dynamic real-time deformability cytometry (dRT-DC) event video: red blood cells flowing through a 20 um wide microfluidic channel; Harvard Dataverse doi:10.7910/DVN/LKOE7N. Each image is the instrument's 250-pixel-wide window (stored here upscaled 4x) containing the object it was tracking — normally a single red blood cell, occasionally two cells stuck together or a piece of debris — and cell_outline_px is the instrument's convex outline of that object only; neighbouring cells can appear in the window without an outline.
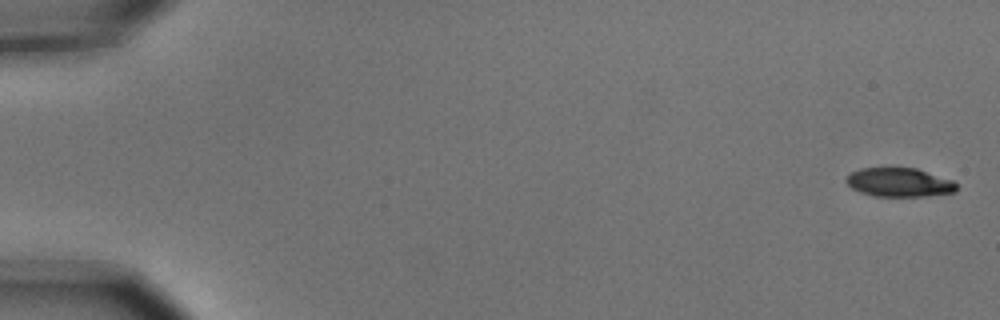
{"species": "common noctule bat (a hibernating species)", "species_latin": "Nyctalus noctula", "temperature_condition": "cold", "stored_images_in_passage": 3, "camera_frame_rate_fps": 3000, "um_per_image_px": 0.085, "animal": {"sex": "male", "body_mass_g": 15.6}, "frame": {"image": 1, "passage_image": 1, "time_ms": 0.0, "image_size_px": [1000, 320], "cell_outline_px": [[956, 192], [928, 196], [876, 196], [860, 192], [852, 188], [844, 180], [852, 172], [860, 168], [916, 168], [952, 180], [956, 184]], "centroid_in_image_um": [76.44, 15.5], "position_along_channel_um": 8.6, "area_um2": 18.44}}